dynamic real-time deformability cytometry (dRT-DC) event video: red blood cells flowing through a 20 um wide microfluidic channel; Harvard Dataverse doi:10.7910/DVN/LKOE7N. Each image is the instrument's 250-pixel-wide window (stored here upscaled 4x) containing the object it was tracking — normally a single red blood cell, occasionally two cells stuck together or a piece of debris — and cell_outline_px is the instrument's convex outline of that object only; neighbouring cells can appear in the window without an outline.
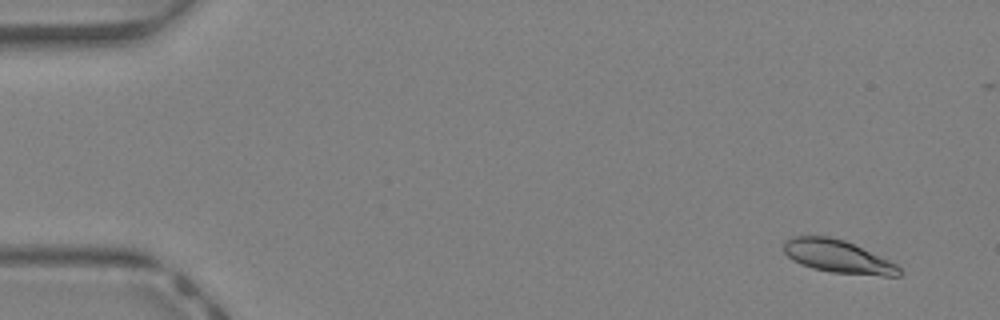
{"species": "Egyptian fruit bat (a non-hibernating species)", "species_latin": "Rousettus aegyptiacus", "temperature_condition": "warm", "stored_images_in_passage": 45, "camera_frame_rate_fps": 3000, "um_per_image_px": 0.085, "animal": {"sex": "female"}, "frame": {"image": 1, "passage_image": 3, "time_ms": 0.667, "image_size_px": [1000, 320], "cell_outline_px": [[900, 276], [884, 276], [832, 272], [812, 268], [800, 264], [792, 260], [784, 252], [784, 240], [792, 236], [828, 236], [844, 240], [888, 260], [896, 264], [900, 268]], "centroid_in_image_um": [71.17, 21.8], "position_along_channel_um": 13.8, "area_um2": 21.91}}
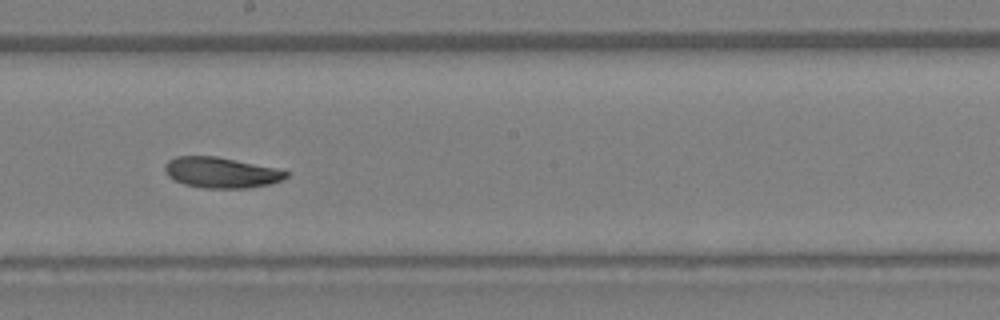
{"frame": {"image": 2, "passage_image": 25, "time_ms": 8.0, "image_size_px": [1000, 320], "cell_outline_px": [[288, 176], [280, 180], [268, 184], [248, 188], [204, 188], [184, 184], [168, 176], [164, 172], [164, 164], [168, 160], [176, 156], [216, 156], [276, 168], [288, 172]], "centroid_in_image_um": [18.75, 14.66], "position_along_channel_um": 229.5, "area_um2": 21.56}}
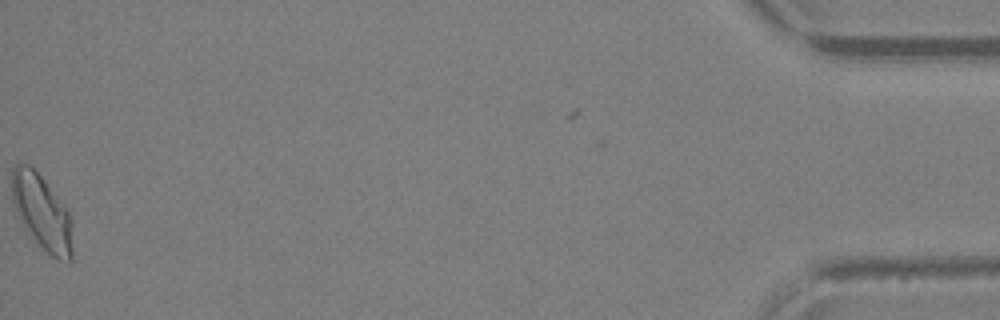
{"frame": {"image": 3, "passage_image": 44, "time_ms": 14.333, "image_size_px": [1000, 320], "cell_outline_px": [[72, 260], [60, 260], [52, 256], [24, 228], [16, 216], [12, 204], [12, 168], [16, 164], [28, 164], [40, 176], [68, 212], [72, 220]], "centroid_in_image_um": [3.53, 18.05], "position_along_channel_um": 431.7, "area_um2": 26.07}, "authors_computed_cell_mechanics": {"area_um2": 22.3686, "velocity_mm_per_s": 4.7602, "shape_relaxation_time_tau1_ms": 9.2381, "shape_relaxation_time_tau2_ms": null, "deformation_change_tau1": 0.2057, "deformation_change_tau2": null}}